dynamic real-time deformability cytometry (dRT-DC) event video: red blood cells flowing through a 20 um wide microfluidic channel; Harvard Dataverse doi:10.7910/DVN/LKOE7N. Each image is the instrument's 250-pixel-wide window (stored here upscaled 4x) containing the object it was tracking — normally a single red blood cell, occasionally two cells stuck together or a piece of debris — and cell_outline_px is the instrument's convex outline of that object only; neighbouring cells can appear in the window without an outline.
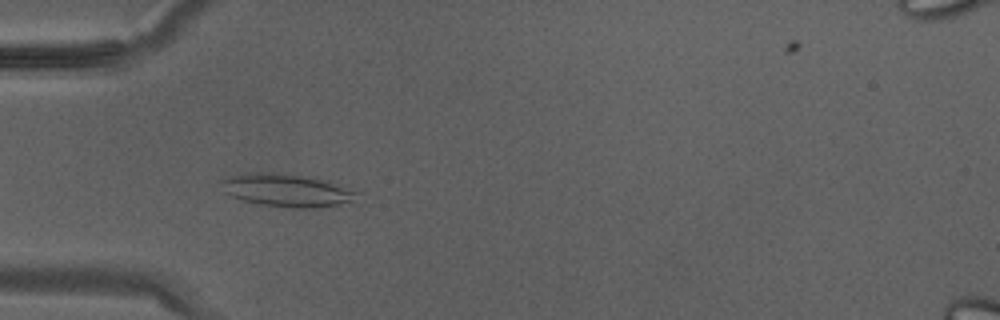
{"species": "Egyptian fruit bat (a non-hibernating species)", "species_latin": "Rousettus aegyptiacus", "temperature_condition": "warm", "stored_images_in_passage": 29, "camera_frame_rate_fps": 3000, "um_per_image_px": 0.085, "animal": {"sex": "male"}, "frame": {"image": 1, "passage_image": 5, "time_ms": 1.333, "image_size_px": [1000, 320], "cell_outline_px": [[360, 192], [352, 200], [336, 204], [312, 208], [296, 208], [260, 204], [244, 200], [232, 196], [224, 192], [220, 180], [244, 172], [272, 172], [312, 176], [328, 180]], "centroid_in_image_um": [24.36, 16.14], "position_along_channel_um": 60.6, "area_um2": 25.95}}
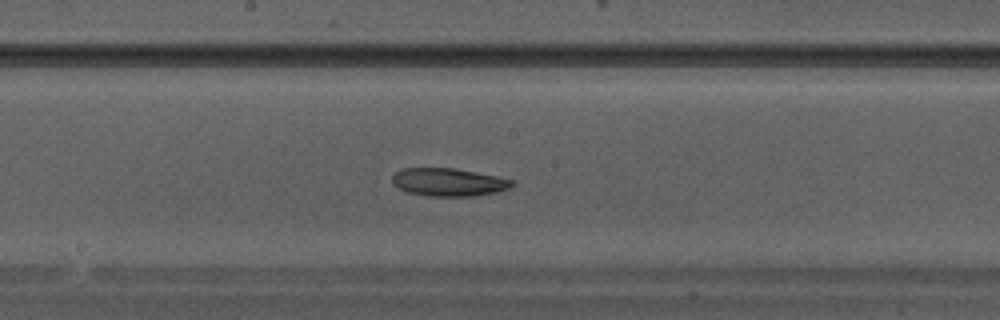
{"frame": {"image": 2, "passage_image": 13, "time_ms": 4.0, "image_size_px": [1000, 320], "cell_outline_px": [[512, 184], [508, 188], [496, 192], [472, 196], [428, 196], [404, 192], [392, 184], [392, 176], [400, 168], [452, 168], [476, 172], [496, 176], [512, 180]], "centroid_in_image_um": [38.04, 15.48], "position_along_channel_um": 210.2, "area_um2": 19.48}}